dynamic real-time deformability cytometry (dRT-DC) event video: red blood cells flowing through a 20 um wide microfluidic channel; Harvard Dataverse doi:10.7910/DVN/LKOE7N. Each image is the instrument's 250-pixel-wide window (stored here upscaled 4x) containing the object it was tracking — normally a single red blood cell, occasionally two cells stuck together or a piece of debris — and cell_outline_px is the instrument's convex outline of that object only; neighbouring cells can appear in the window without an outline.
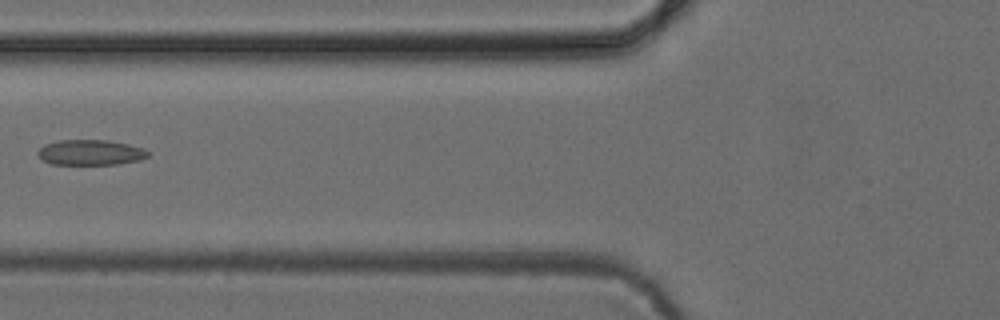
{"species": "common noctule bat (a hibernating species)", "species_latin": "Nyctalus noctula", "temperature_condition": "cold", "stored_images_in_passage": 5, "camera_frame_rate_fps": 3000, "um_per_image_px": 0.085, "animal": {"sex": "female", "body_mass_g": 24.6, "forearm_length_mm": 56.2}, "frame": {"image": 1, "passage_image": 5, "time_ms": 5.667, "image_size_px": [1000, 320], "cell_outline_px": [[148, 156], [140, 160], [116, 164], [52, 164], [44, 160], [36, 152], [44, 144], [56, 140], [108, 140], [128, 144], [144, 148], [148, 152]], "centroid_in_image_um": [7.69, 12.95], "position_along_channel_um": 118.1, "area_um2": 16.24}}